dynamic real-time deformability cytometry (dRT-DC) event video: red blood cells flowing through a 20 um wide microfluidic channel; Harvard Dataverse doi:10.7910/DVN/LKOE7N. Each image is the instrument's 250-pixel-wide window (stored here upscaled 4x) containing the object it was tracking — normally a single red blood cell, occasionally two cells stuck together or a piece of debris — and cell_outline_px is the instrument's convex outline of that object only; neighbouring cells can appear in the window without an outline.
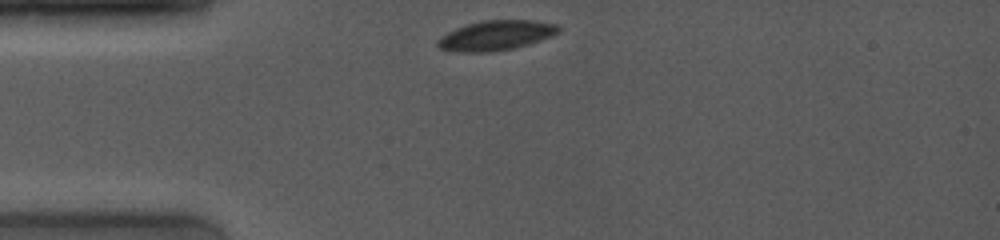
{"species": "common noctule bat (a hibernating species)", "species_latin": "Nyctalus noctula", "temperature_condition": "room temperature", "stored_images_in_passage": 6, "camera_frame_rate_fps": 4000, "um_per_image_px": 0.085, "animal": {"sex": "female", "body_mass_g": 19.0, "forearm_length_mm": 53.3}, "frame": {"image": 1, "passage_image": 1, "time_ms": 0.0, "image_size_px": [1000, 240], "cell_outline_px": [[560, 32], [552, 36], [528, 44], [512, 48], [488, 52], [460, 52], [440, 48], [436, 44], [436, 40], [440, 36], [456, 28], [468, 24], [484, 20], [536, 20], [556, 24], [560, 28]], "centroid_in_image_um": [42.16, 3.0], "position_along_channel_um": 42.8, "area_um2": 20.92}}